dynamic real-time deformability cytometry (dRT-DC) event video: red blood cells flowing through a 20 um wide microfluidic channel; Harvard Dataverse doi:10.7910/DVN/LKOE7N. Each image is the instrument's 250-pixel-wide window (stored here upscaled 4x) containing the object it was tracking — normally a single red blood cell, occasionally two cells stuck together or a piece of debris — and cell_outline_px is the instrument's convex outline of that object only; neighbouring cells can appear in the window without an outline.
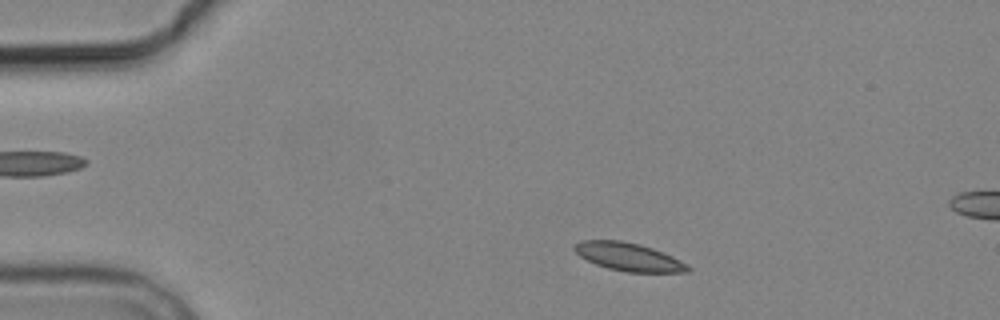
{"species": "common noctule bat (a hibernating species)", "species_latin": "Nyctalus noctula", "temperature_condition": "cold", "stored_images_in_passage": 4, "segment_of_instrument_passage": [1, 2], "camera_frame_rate_fps": 3000, "um_per_image_px": 0.085, "animal": {"sex": "male", "body_mass_g": 19.2, "forearm_length_mm": 51.8}, "frame": {"image": 1, "passage_image": 2, "time_ms": 1.667, "image_size_px": [1000, 320], "cell_outline_px": [[692, 272], [628, 272], [608, 268], [596, 264], [580, 256], [572, 248], [580, 240], [620, 240], [640, 244], [664, 252], [680, 260], [692, 268]], "centroid_in_image_um": [53.46, 21.83], "position_along_channel_um": 31.5, "area_um2": 18.55}}